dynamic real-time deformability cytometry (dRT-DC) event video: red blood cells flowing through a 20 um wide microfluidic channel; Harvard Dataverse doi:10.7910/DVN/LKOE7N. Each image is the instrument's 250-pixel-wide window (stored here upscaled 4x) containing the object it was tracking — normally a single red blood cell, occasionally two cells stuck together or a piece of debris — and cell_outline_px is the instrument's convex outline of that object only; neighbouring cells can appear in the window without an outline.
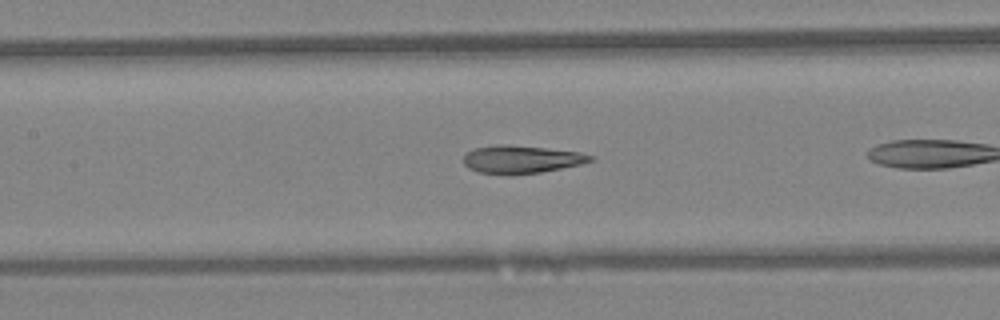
{"species": "Egyptian fruit bat (a non-hibernating species)", "species_latin": "Rousettus aegyptiacus", "temperature_condition": "warm", "stored_images_in_passage": 21, "camera_frame_rate_fps": 3000, "um_per_image_px": 0.085, "animal": {"sex": "female"}, "frame": {"image": 1, "passage_image": 7, "time_ms": 2.0, "image_size_px": [1000, 320], "cell_outline_px": [[596, 156], [592, 160], [580, 164], [540, 172], [480, 172], [468, 168], [464, 164], [464, 156], [468, 152], [476, 148], [500, 144], [508, 144], [580, 152]], "centroid_in_image_um": [44.35, 13.5], "position_along_channel_um": 163.1, "area_um2": 19.71}}
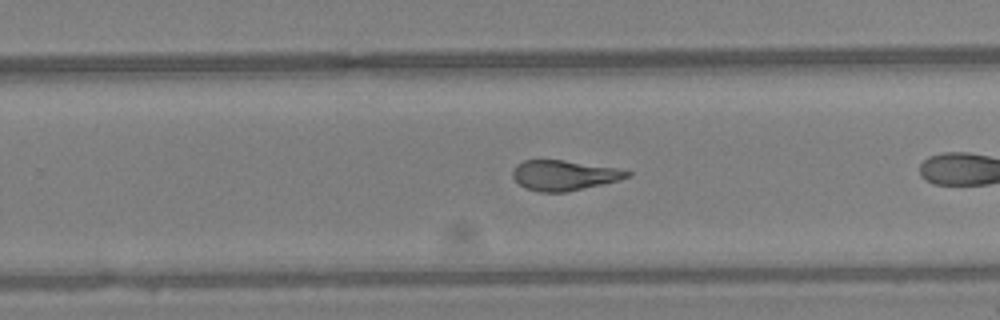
{"frame": {"image": 2, "passage_image": 15, "time_ms": 4.667, "image_size_px": [1000, 320], "cell_outline_px": [[632, 176], [600, 184], [564, 192], [540, 192], [524, 188], [512, 176], [512, 172], [516, 164], [524, 160], [564, 160], [616, 168], [632, 172]], "centroid_in_image_um": [47.9, 14.89], "position_along_channel_um": 281.9, "area_um2": 19.83}}
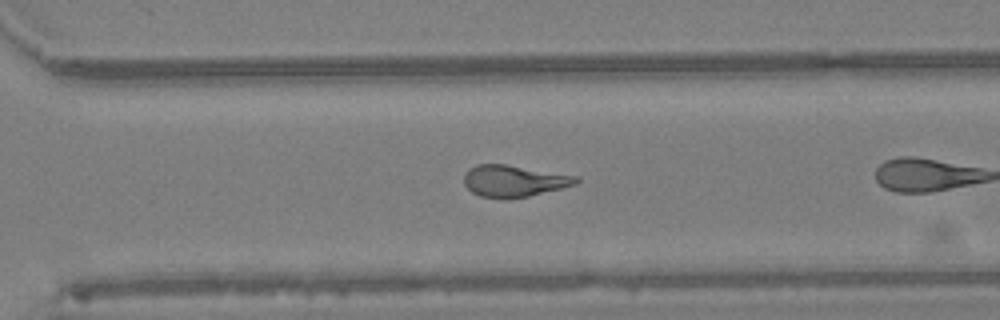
{"frame": {"image": 3, "passage_image": 18, "time_ms": 5.667, "image_size_px": [1000, 320], "cell_outline_px": [[580, 180], [576, 184], [528, 196], [480, 196], [472, 192], [464, 184], [464, 176], [468, 168], [476, 164], [504, 164], [580, 176]], "centroid_in_image_um": [43.7, 15.33], "position_along_channel_um": 326.9, "area_um2": 20.11}}